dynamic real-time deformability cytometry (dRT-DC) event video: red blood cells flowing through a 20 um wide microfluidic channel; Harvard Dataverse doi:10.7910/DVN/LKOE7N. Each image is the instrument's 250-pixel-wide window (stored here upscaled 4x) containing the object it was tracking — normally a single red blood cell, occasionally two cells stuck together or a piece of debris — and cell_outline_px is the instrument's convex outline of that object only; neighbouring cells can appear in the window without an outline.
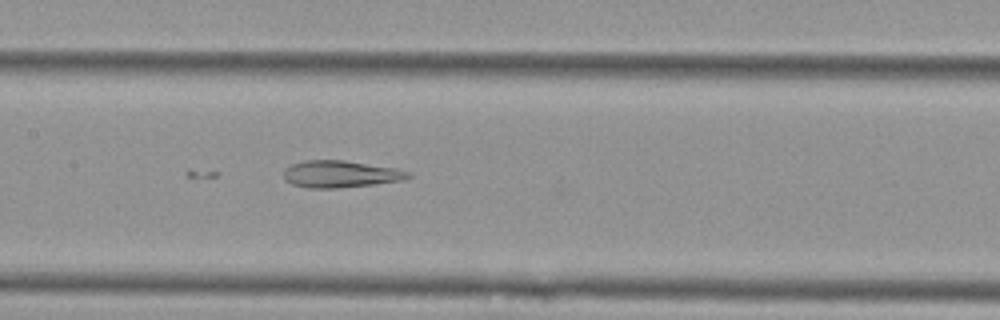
{"species": "Egyptian fruit bat (a non-hibernating species)", "species_latin": "Rousettus aegyptiacus", "temperature_condition": "cold", "stored_images_in_passage": 6, "camera_frame_rate_fps": 3000, "um_per_image_px": 0.085, "animal": {"sex": "female"}, "frame": {"image": 1, "passage_image": 6, "time_ms": 1.667, "image_size_px": [1000, 320], "cell_outline_px": [[412, 176], [404, 180], [372, 184], [336, 188], [308, 188], [292, 184], [284, 180], [284, 168], [292, 164], [304, 160], [344, 160], [396, 168], [412, 172]], "centroid_in_image_um": [28.94, 14.79], "position_along_channel_um": 178.5, "area_um2": 19.65}}